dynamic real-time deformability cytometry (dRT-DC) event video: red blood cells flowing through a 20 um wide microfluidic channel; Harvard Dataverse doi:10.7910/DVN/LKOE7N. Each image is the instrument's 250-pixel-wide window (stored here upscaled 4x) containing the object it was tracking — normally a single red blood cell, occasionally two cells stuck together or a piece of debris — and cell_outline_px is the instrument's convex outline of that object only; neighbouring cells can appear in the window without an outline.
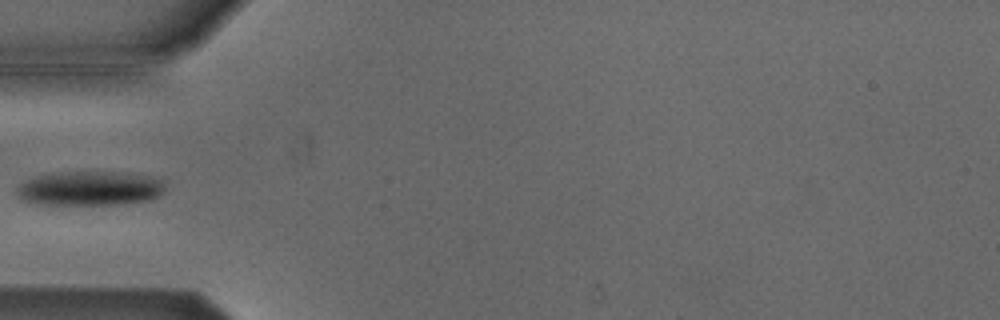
{"species": "Egyptian fruit bat (a non-hibernating species)", "species_latin": "Rousettus aegyptiacus", "temperature_condition": "cold", "stored_images_in_passage": 23, "camera_frame_rate_fps": 3000, "um_per_image_px": 0.085, "animal": {"sex": "male"}, "frame": {"image": 1, "passage_image": 1, "time_ms": 0.0, "image_size_px": [1000, 320], "cell_outline_px": [[164, 188], [156, 196], [148, 200], [120, 204], [36, 204], [24, 200], [16, 192], [16, 188], [20, 184], [28, 180], [40, 176], [68, 172], [112, 172], [148, 176], [164, 180]], "centroid_in_image_um": [7.64, 16.02], "position_along_channel_um": 77.4, "area_um2": 29.02}}
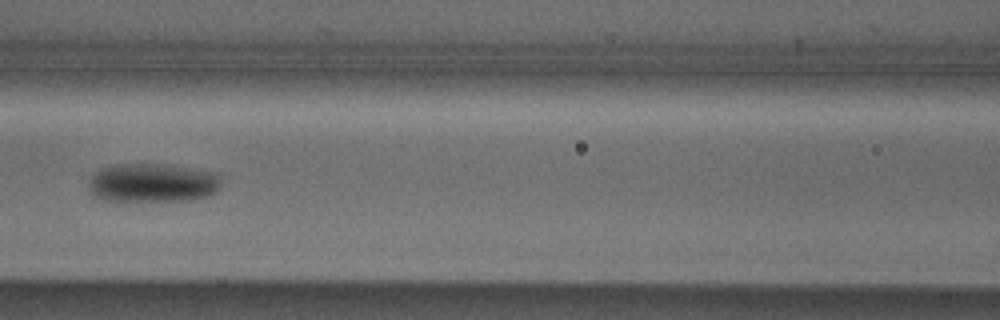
{"frame": {"image": 2, "passage_image": 7, "time_ms": 2.0, "image_size_px": [1000, 320], "cell_outline_px": [[220, 188], [216, 192], [208, 196], [188, 200], [100, 200], [92, 196], [88, 188], [88, 184], [92, 176], [96, 172], [104, 168], [116, 164], [168, 164], [216, 172], [220, 176]], "centroid_in_image_um": [12.98, 15.53], "position_along_channel_um": 153.6, "area_um2": 30.11}}
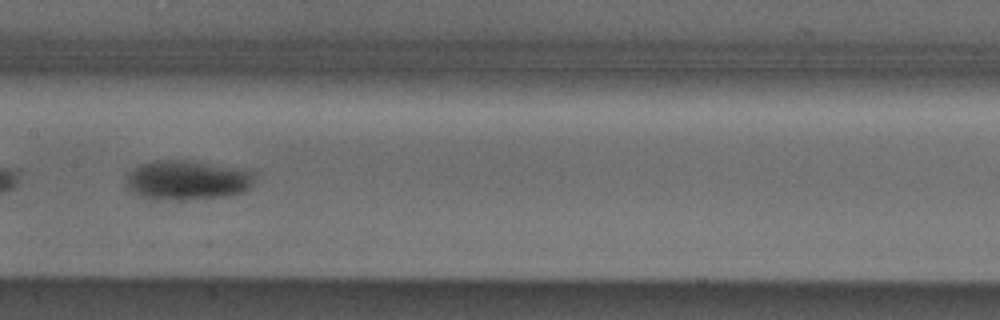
{"frame": {"image": 3, "passage_image": 10, "time_ms": 3.0, "image_size_px": [1000, 320], "cell_outline_px": [[256, 172], [252, 188], [244, 192], [228, 196], [156, 200], [140, 196], [132, 192], [128, 188], [128, 176], [140, 164], [156, 160], [188, 160], [248, 168]], "centroid_in_image_um": [16.04, 15.29], "position_along_channel_um": 191.4, "area_um2": 29.82}}